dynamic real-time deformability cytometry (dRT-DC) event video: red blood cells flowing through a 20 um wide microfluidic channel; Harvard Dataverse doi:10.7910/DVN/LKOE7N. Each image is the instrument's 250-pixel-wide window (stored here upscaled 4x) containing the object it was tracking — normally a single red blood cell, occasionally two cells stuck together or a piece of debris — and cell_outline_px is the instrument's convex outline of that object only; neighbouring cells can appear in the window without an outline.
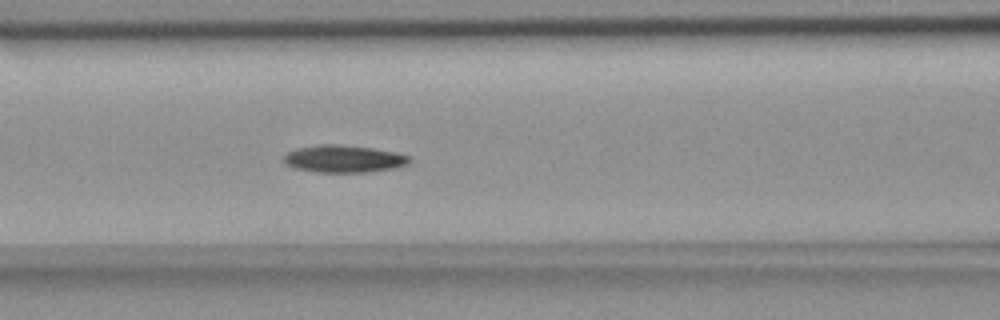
{"species": "common noctule bat (a hibernating species)", "species_latin": "Nyctalus noctula", "temperature_condition": "room temperature", "stored_images_in_passage": 36, "camera_frame_rate_fps": 3000, "um_per_image_px": 0.085, "animal": {"sex": "female", "body_mass_g": 18.4}, "frame": {"image": 1, "passage_image": 16, "time_ms": 5.0, "image_size_px": [1000, 320], "cell_outline_px": [[412, 160], [408, 164], [392, 168], [368, 172], [316, 172], [296, 168], [284, 164], [284, 156], [288, 152], [296, 148], [320, 144], [340, 144], [372, 148], [396, 152], [408, 156]], "centroid_in_image_um": [29.21, 13.49], "position_along_channel_um": 137.4, "area_um2": 20.0}}
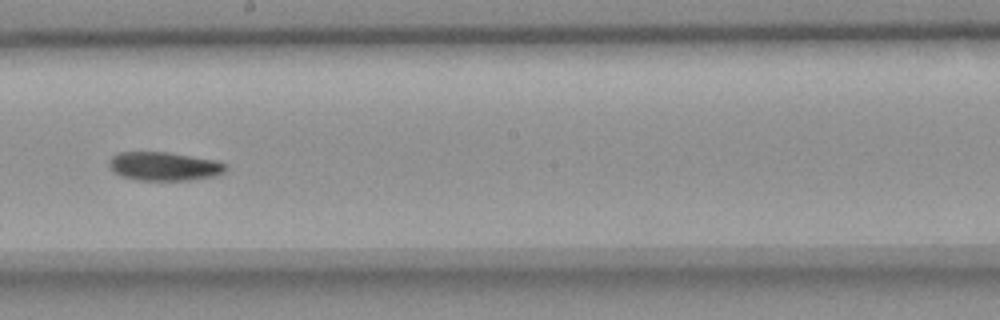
{"frame": {"image": 2, "passage_image": 24, "time_ms": 7.667, "image_size_px": [1000, 320], "cell_outline_px": [[228, 168], [224, 172], [216, 176], [192, 180], [136, 180], [124, 176], [116, 172], [108, 164], [108, 160], [112, 156], [120, 152], [168, 152], [216, 160], [228, 164]], "centroid_in_image_um": [14.01, 14.13], "position_along_channel_um": 234.2, "area_um2": 19.54}}
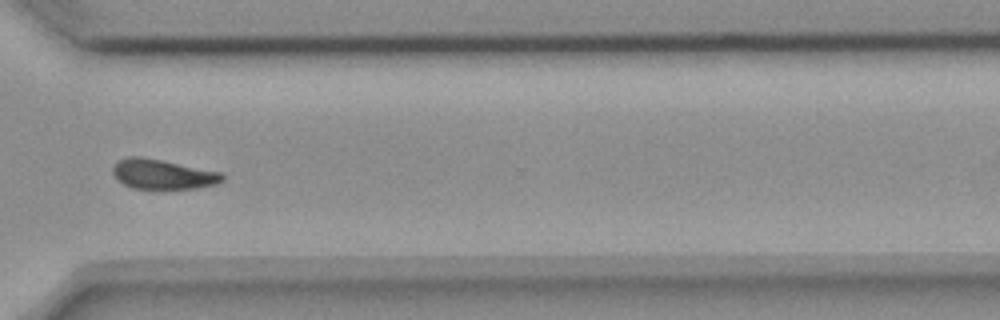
{"frame": {"image": 3, "passage_image": 34, "time_ms": 11.0, "image_size_px": [1000, 320], "cell_outline_px": [[224, 180], [216, 184], [196, 188], [132, 188], [116, 180], [112, 172], [112, 168], [116, 160], [128, 156], [140, 156], [220, 172], [224, 176]], "centroid_in_image_um": [13.77, 14.8], "position_along_channel_um": 356.8, "area_um2": 18.9}, "authors_computed_cell_mechanics": {"area_um2": 19.8254, "velocity_mm_per_s": 3.6542, "shape_relaxation_time_tau1_ms": 4.0655, "shape_relaxation_time_tau2_ms": null, "deformation_change_tau1": 0.1213, "deformation_change_tau2": null}}